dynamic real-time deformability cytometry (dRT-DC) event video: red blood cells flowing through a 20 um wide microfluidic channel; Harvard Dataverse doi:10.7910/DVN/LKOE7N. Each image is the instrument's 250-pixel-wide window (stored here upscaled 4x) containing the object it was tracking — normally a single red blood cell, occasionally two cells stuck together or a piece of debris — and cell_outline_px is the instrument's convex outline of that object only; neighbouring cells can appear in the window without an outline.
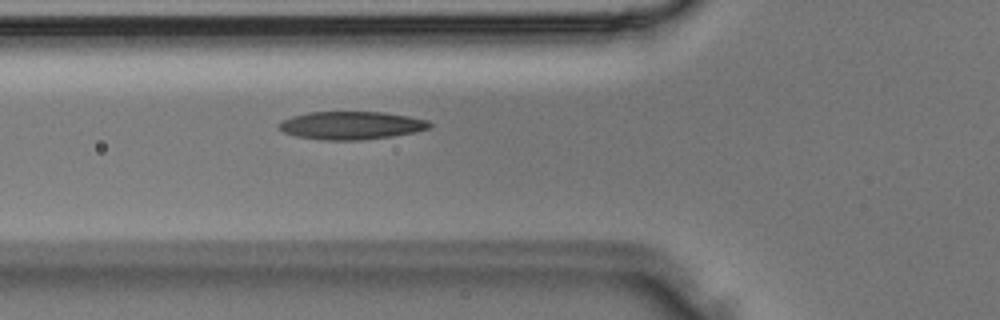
{"species": "Egyptian fruit bat (a non-hibernating species)", "species_latin": "Rousettus aegyptiacus", "temperature_condition": "room temperature", "stored_images_in_passage": 6, "camera_frame_rate_fps": 3000, "um_per_image_px": 0.085, "animal": {"sex": "male"}, "frame": {"image": 1, "passage_image": 6, "time_ms": 1.667, "image_size_px": [1000, 320], "cell_outline_px": [[432, 124], [428, 128], [416, 132], [392, 136], [360, 140], [320, 140], [296, 136], [284, 132], [276, 128], [276, 124], [292, 116], [308, 112], [384, 112], [408, 116], [428, 120]], "centroid_in_image_um": [29.82, 10.66], "position_along_channel_um": 96.0, "area_um2": 24.68}}